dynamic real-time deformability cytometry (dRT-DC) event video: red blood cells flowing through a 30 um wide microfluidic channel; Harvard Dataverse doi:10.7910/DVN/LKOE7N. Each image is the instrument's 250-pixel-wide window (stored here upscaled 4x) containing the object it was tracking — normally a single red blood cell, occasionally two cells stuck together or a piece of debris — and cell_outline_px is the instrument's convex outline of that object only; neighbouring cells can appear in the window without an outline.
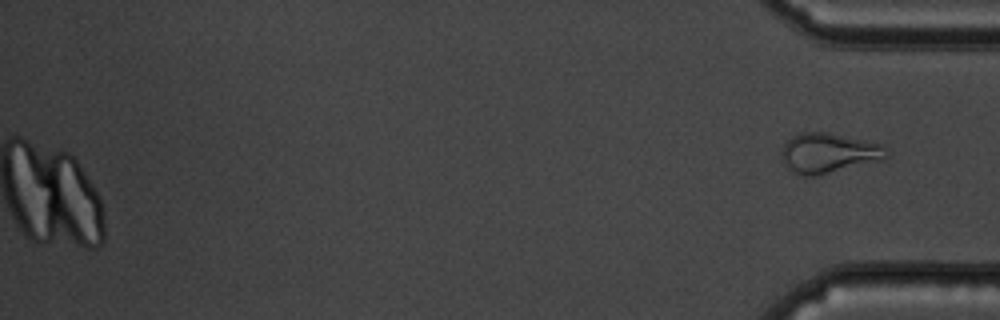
{"species": "common noctule bat (a hibernating species)", "species_latin": "Nyctalus noctula", "temperature_condition": "cold", "stored_images_in_passage": 42, "camera_frame_rate_fps": 3000, "um_per_image_px": 0.085, "animal": {"sex": "male", "body_mass_g": 19.5, "forearm_length_mm": 54.6}, "frame": {"image": 1, "passage_image": 42, "time_ms": 13.667, "image_size_px": [1000, 320], "cell_outline_px": [[888, 156], [884, 160], [816, 176], [804, 176], [796, 172], [784, 164], [780, 160], [784, 144], [792, 136], [800, 132], [828, 132], [884, 144]], "centroid_in_image_um": [70.46, 13.0], "position_along_channel_um": 364.7, "area_um2": 24.57}}